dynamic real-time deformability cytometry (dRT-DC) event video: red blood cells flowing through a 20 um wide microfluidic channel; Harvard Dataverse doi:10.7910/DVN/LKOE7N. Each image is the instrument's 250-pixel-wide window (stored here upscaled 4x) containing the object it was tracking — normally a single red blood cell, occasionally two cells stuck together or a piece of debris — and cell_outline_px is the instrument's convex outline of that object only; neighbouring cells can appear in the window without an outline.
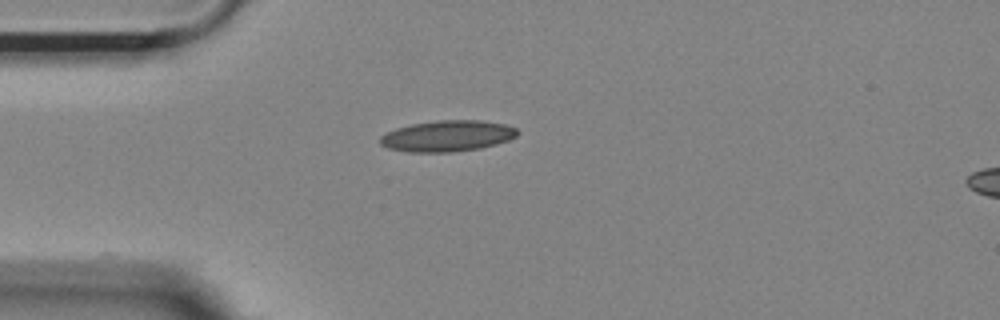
{"species": "Egyptian fruit bat (a non-hibernating species)", "species_latin": "Rousettus aegyptiacus", "temperature_condition": "room temperature", "stored_images_in_passage": 5, "camera_frame_rate_fps": 3000, "um_per_image_px": 0.085, "animal": {"sex": "female"}, "frame": {"image": 1, "passage_image": 1, "time_ms": 0.0, "image_size_px": [1000, 320], "cell_outline_px": [[520, 132], [516, 136], [508, 140], [496, 144], [480, 148], [452, 152], [408, 152], [388, 148], [380, 144], [380, 136], [396, 128], [412, 124], [436, 120], [480, 120], [504, 124], [516, 128]], "centroid_in_image_um": [38.03, 11.56], "position_along_channel_um": 47.0, "area_um2": 24.85}}
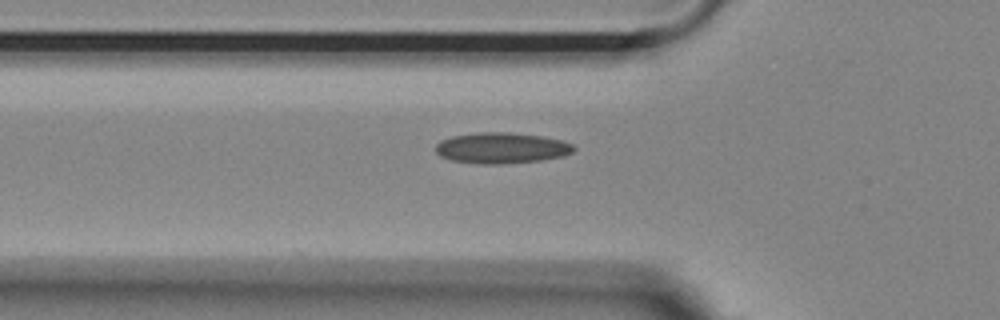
{"frame": {"image": 2, "passage_image": 5, "time_ms": 1.333, "image_size_px": [1000, 320], "cell_outline_px": [[576, 148], [572, 152], [564, 156], [540, 160], [500, 164], [476, 164], [452, 160], [440, 156], [436, 152], [436, 144], [440, 140], [452, 136], [476, 132], [508, 132], [540, 136], [564, 140], [572, 144]], "centroid_in_image_um": [42.62, 12.57], "position_along_channel_um": 83.2, "area_um2": 24.97}}